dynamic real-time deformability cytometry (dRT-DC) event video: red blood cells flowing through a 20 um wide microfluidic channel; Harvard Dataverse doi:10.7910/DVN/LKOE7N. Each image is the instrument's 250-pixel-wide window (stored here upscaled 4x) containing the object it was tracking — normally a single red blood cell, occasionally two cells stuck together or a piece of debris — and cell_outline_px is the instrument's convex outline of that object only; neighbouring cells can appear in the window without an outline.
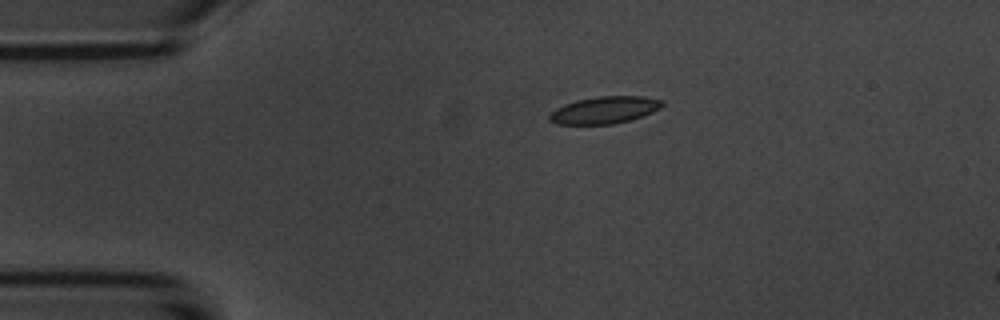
{"species": "common noctule bat (a hibernating species)", "species_latin": "Nyctalus noctula", "temperature_condition": "room temperature", "stored_images_in_passage": 7, "camera_frame_rate_fps": 3000, "um_per_image_px": 0.085, "animal": {"sex": "male", "body_mass_g": 20.1, "forearm_length_mm": 53.5}, "frame": {"image": 1, "passage_image": 1, "time_ms": 0.0, "image_size_px": [1000, 320], "cell_outline_px": [[664, 104], [660, 108], [652, 112], [628, 120], [612, 124], [556, 124], [548, 120], [548, 116], [556, 108], [564, 104], [576, 100], [596, 96], [644, 96], [664, 100]], "centroid_in_image_um": [51.37, 9.34], "position_along_channel_um": 33.6, "area_um2": 17.8}}